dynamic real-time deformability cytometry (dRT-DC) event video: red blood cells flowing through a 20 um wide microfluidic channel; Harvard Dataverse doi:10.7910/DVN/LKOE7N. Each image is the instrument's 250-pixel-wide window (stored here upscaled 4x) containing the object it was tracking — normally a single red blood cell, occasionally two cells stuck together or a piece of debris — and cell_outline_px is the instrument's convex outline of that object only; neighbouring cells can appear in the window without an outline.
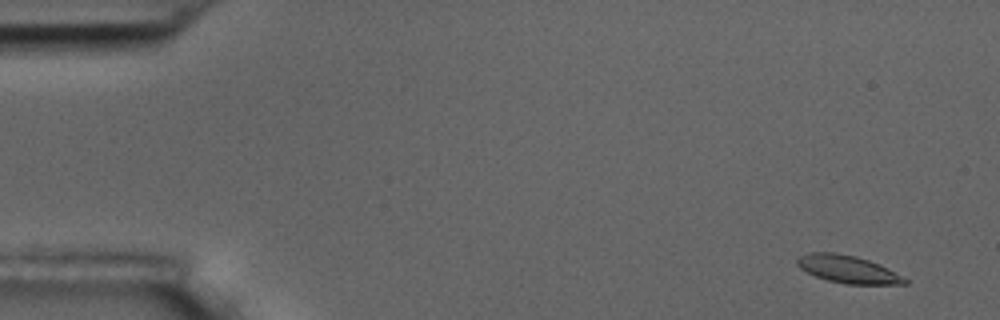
{"species": "common noctule bat (a hibernating species)", "species_latin": "Nyctalus noctula", "temperature_condition": "room temperature", "stored_images_in_passage": 5, "camera_frame_rate_fps": 3000, "um_per_image_px": 0.085, "animal": {"sex": "male", "body_mass_g": 17.5, "forearm_length_mm": 52.3}, "frame": {"image": 1, "passage_image": 1, "time_ms": 0.0, "image_size_px": [1000, 320], "cell_outline_px": [[908, 284], [844, 284], [828, 280], [816, 276], [800, 268], [796, 264], [796, 260], [800, 256], [808, 252], [836, 252], [856, 256], [880, 264], [888, 268], [908, 280]], "centroid_in_image_um": [72.06, 22.88], "position_along_channel_um": 12.9, "area_um2": 17.28}}
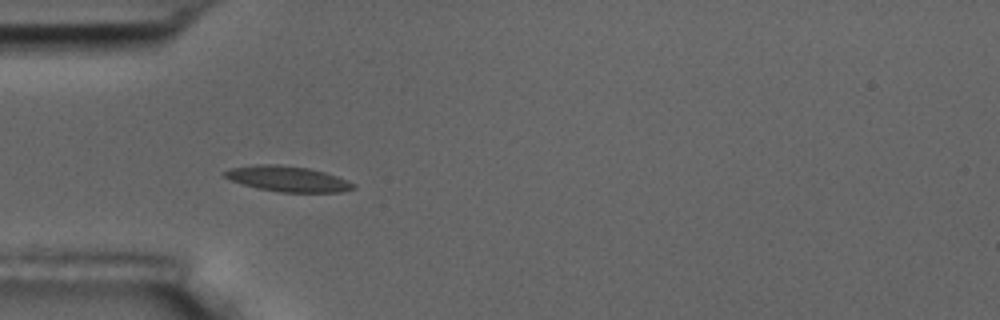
{"frame": {"image": 2, "passage_image": 5, "time_ms": 4.667, "image_size_px": [1000, 320], "cell_outline_px": [[356, 188], [340, 192], [280, 192], [260, 188], [244, 184], [232, 180], [224, 176], [220, 172], [228, 168], [256, 164], [276, 164], [308, 168], [324, 172], [348, 180], [356, 184]], "centroid_in_image_um": [24.45, 15.19], "position_along_channel_um": 60.6, "area_um2": 19.07}}